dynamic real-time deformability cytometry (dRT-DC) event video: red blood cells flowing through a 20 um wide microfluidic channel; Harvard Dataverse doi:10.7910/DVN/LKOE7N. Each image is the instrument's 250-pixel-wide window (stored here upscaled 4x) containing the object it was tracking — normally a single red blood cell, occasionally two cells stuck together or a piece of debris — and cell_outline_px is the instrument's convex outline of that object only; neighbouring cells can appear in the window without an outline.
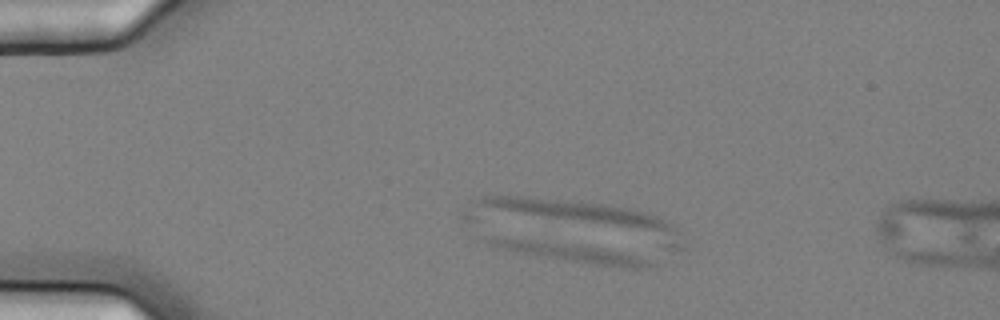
{"species": "common noctule bat (a hibernating species)", "species_latin": "Nyctalus noctula", "temperature_condition": "cold", "stored_images_in_passage": 19, "segment_of_instrument_passage": [2, 2], "camera_frame_rate_fps": 3000, "um_per_image_px": 0.085, "animal": {"sex": "female", "body_mass_g": 25.1}, "frame": {"image": 1, "passage_image": 12, "time_ms": 3.667, "image_size_px": [1000, 320], "cell_outline_px": [[652, 264], [640, 268], [620, 268], [592, 264], [524, 252], [484, 244], [484, 240], [532, 240], [600, 248], [620, 252], [636, 256], [648, 260]], "centroid_in_image_um": [48.76, 21.51], "position_along_channel_um": 36.2, "area_um2": 15.49}}